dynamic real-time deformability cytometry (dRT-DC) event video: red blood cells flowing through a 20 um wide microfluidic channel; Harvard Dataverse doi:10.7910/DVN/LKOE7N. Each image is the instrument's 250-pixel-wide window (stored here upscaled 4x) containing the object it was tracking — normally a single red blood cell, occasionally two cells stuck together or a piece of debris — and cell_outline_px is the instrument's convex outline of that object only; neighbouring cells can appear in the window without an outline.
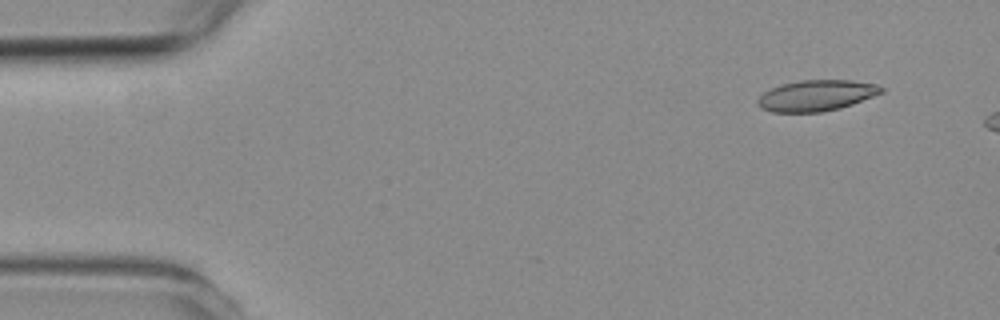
{"species": "common noctule bat (a hibernating species)", "species_latin": "Nyctalus noctula", "temperature_condition": "room temperature", "stored_images_in_passage": 3, "camera_frame_rate_fps": 3000, "um_per_image_px": 0.085, "animal": {"sex": "female", "body_mass_g": 19.3, "forearm_length_mm": 54.1}, "frame": {"image": 1, "passage_image": 1, "time_ms": 0.0, "image_size_px": [1000, 320], "cell_outline_px": [[884, 92], [852, 104], [840, 108], [820, 112], [772, 112], [760, 108], [756, 104], [756, 100], [764, 92], [780, 84], [800, 80], [852, 80], [876, 84], [884, 88]], "centroid_in_image_um": [69.37, 8.12], "position_along_channel_um": 15.6, "area_um2": 22.37}}